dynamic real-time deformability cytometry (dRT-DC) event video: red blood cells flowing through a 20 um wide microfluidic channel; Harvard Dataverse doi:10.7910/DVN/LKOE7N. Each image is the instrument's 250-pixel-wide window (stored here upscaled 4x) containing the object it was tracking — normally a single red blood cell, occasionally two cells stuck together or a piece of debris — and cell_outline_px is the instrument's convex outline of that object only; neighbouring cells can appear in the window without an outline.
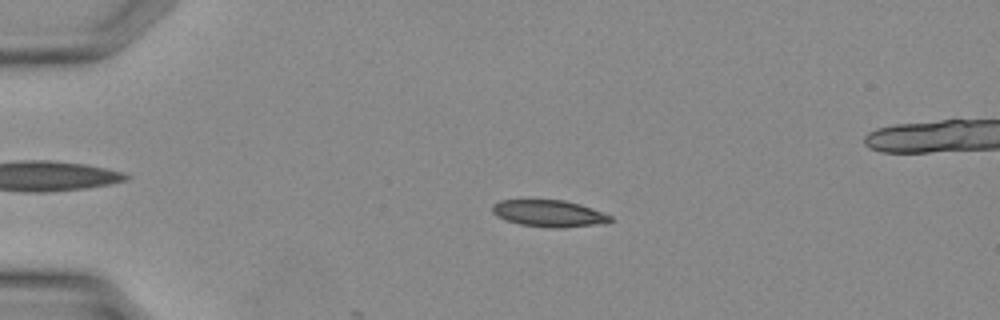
{"species": "Egyptian fruit bat (a non-hibernating species)", "species_latin": "Rousettus aegyptiacus", "temperature_condition": "warm", "stored_images_in_passage": 12, "camera_frame_rate_fps": 3000, "um_per_image_px": 0.085, "animal": {"sex": "female"}, "frame": {"image": 1, "passage_image": 9, "time_ms": 2.667, "image_size_px": [1000, 320], "cell_outline_px": [[612, 220], [608, 224], [520, 224], [496, 216], [492, 212], [492, 204], [500, 200], [564, 200], [580, 204], [592, 208], [612, 216]], "centroid_in_image_um": [46.63, 18.07], "position_along_channel_um": 38.4, "area_um2": 17.17}}